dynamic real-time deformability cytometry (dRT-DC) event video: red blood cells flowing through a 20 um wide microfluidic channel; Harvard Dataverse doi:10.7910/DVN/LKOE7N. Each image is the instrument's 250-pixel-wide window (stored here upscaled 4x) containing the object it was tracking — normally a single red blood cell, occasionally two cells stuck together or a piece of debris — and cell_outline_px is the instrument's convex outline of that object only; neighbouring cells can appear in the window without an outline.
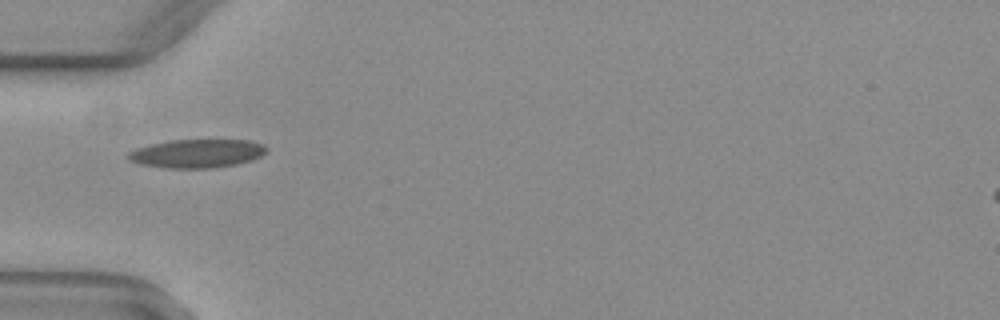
{"species": "common noctule bat (a hibernating species)", "species_latin": "Nyctalus noctula", "temperature_condition": "warm", "stored_images_in_passage": 35, "camera_frame_rate_fps": 3000, "um_per_image_px": 0.085, "animal": {"sex": "female", "body_mass_g": 29.2, "forearm_length_mm": 56.3}, "frame": {"image": 1, "passage_image": 1, "time_ms": 0.0, "image_size_px": [1000, 320], "cell_outline_px": [[268, 152], [252, 160], [236, 164], [212, 168], [168, 168], [140, 164], [128, 160], [128, 152], [136, 148], [168, 140], [252, 140], [264, 144], [268, 148]], "centroid_in_image_um": [16.78, 13.04], "position_along_channel_um": 68.2, "area_um2": 23.12}}
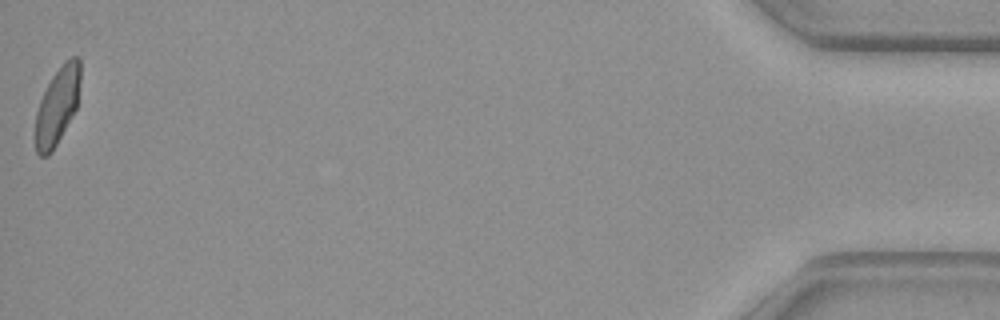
{"frame": {"image": 2, "passage_image": 35, "time_ms": 11.333, "image_size_px": [1000, 320], "cell_outline_px": [[80, 80], [76, 108], [52, 152], [48, 156], [40, 156], [36, 152], [36, 112], [40, 100], [52, 76], [64, 60], [72, 56], [80, 56]], "centroid_in_image_um": [4.88, 8.96], "position_along_channel_um": 430.3, "area_um2": 20.0}, "authors_computed_cell_mechanics": {"area_um2": 21.3282, "velocity_mm_per_s": 4.0591, "shape_relaxation_time_tau1_ms": 11.3792, "shape_relaxation_time_tau2_ms": 1.7285, "deformation_change_tau1": 0.2618, "deformation_change_tau2": 0.0587}}